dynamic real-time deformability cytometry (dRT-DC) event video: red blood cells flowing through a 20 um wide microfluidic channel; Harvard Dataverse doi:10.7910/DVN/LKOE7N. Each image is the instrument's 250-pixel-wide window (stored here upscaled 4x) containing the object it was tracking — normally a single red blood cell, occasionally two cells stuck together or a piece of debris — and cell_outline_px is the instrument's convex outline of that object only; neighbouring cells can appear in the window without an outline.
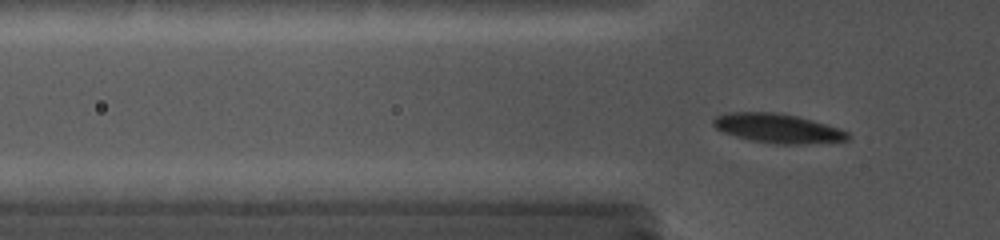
{"species": "common noctule bat (a hibernating species)", "species_latin": "Nyctalus noctula", "temperature_condition": "cold", "stored_images_in_passage": 50, "camera_frame_rate_fps": 5000, "um_per_image_px": 0.085, "animal": {"sex": "female", "body_mass_g": 19.0, "forearm_length_mm": 56.7}, "frame": {"image": 1, "passage_image": 18, "time_ms": 3.8, "image_size_px": [1000, 240], "cell_outline_px": [[852, 136], [848, 140], [800, 144], [776, 144], [752, 140], [736, 136], [724, 132], [716, 128], [712, 124], [712, 120], [716, 116], [728, 112], [776, 112], [796, 116], [812, 120], [840, 128], [848, 132]], "centroid_in_image_um": [66.12, 10.9], "position_along_channel_um": 59.7, "area_um2": 22.83}}
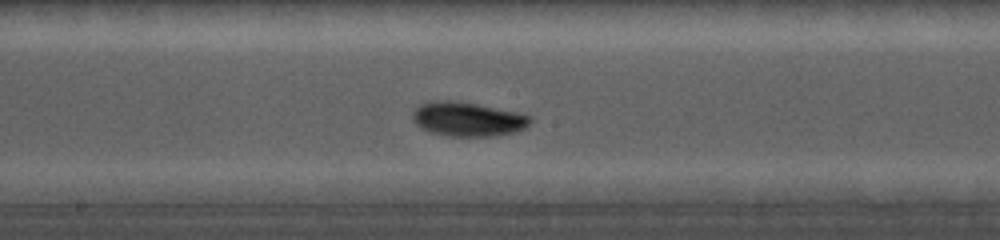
{"frame": {"image": 2, "passage_image": 32, "time_ms": 7.8, "image_size_px": [1000, 240], "cell_outline_px": [[532, 120], [524, 128], [512, 132], [496, 136], [452, 136], [432, 132], [420, 128], [412, 120], [412, 112], [420, 104], [432, 100], [456, 100], [516, 112], [532, 116]], "centroid_in_image_um": [39.72, 10.11], "position_along_channel_um": 208.5, "area_um2": 23.41}}
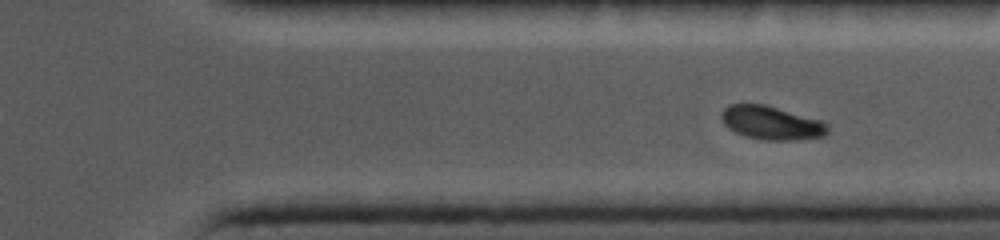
{"frame": {"image": 3, "passage_image": 50, "time_ms": 11.4, "image_size_px": [1000, 240], "cell_outline_px": [[828, 132], [824, 136], [796, 140], [764, 140], [744, 136], [728, 128], [724, 124], [720, 116], [724, 108], [728, 104], [764, 104], [828, 120]], "centroid_in_image_um": [65.64, 10.43], "position_along_channel_um": 345.8, "area_um2": 21.33}}